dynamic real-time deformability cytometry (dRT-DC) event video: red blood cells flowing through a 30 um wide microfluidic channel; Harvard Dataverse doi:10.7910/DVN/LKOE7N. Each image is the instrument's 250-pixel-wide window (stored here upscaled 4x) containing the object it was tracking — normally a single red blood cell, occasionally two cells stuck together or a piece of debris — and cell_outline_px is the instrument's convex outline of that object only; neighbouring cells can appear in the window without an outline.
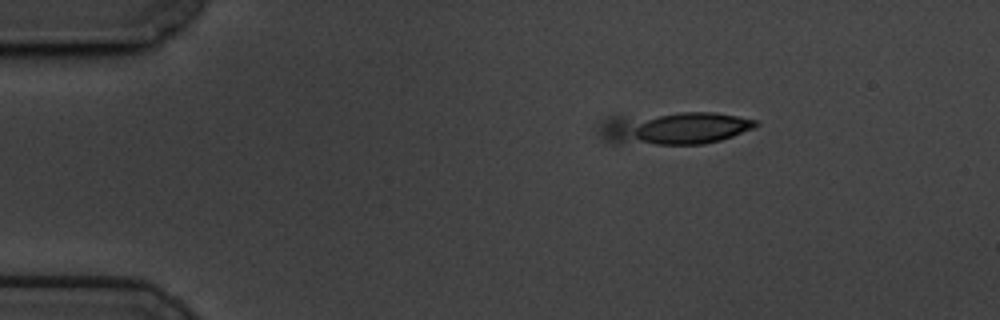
{"species": "common noctule bat (a hibernating species)", "species_latin": "Nyctalus noctula", "temperature_condition": "cold", "stored_images_in_passage": 21, "camera_frame_rate_fps": 3000, "um_per_image_px": 0.085, "animal": {"sex": "male", "body_mass_g": 19.5, "forearm_length_mm": 54.6}, "frame": {"image": 1, "passage_image": 21, "time_ms": 6.667, "image_size_px": [1000, 320], "cell_outline_px": [[760, 124], [756, 128], [720, 140], [704, 144], [612, 144], [600, 140], [600, 124], [608, 116], [680, 112], [712, 112], [736, 116], [756, 120]], "centroid_in_image_um": [57.22, 10.89], "position_along_channel_um": 27.8, "area_um2": 30.46}}